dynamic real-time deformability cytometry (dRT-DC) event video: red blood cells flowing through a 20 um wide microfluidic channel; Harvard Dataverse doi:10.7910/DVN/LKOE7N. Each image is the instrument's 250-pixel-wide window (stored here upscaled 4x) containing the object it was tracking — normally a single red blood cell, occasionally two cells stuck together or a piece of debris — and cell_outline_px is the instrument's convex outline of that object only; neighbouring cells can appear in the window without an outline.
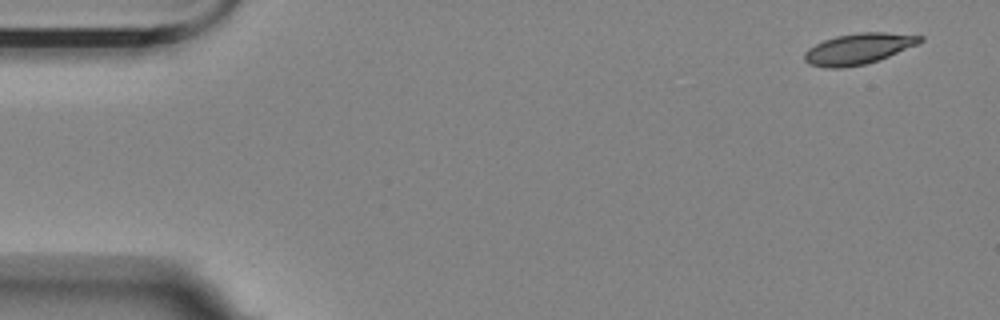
{"species": "Egyptian fruit bat (a non-hibernating species)", "species_latin": "Rousettus aegyptiacus", "temperature_condition": "room temperature", "stored_images_in_passage": 10, "camera_frame_rate_fps": 3000, "um_per_image_px": 0.085, "animal": {"sex": "female"}, "frame": {"image": 1, "passage_image": 1, "time_ms": 0.0, "image_size_px": [1000, 320], "cell_outline_px": [[924, 40], [916, 44], [880, 60], [864, 64], [840, 68], [828, 68], [808, 64], [804, 60], [804, 52], [808, 48], [824, 40], [836, 36], [860, 32], [884, 32], [924, 36]], "centroid_in_image_um": [72.94, 4.14], "position_along_channel_um": 12.1, "area_um2": 20.69}}